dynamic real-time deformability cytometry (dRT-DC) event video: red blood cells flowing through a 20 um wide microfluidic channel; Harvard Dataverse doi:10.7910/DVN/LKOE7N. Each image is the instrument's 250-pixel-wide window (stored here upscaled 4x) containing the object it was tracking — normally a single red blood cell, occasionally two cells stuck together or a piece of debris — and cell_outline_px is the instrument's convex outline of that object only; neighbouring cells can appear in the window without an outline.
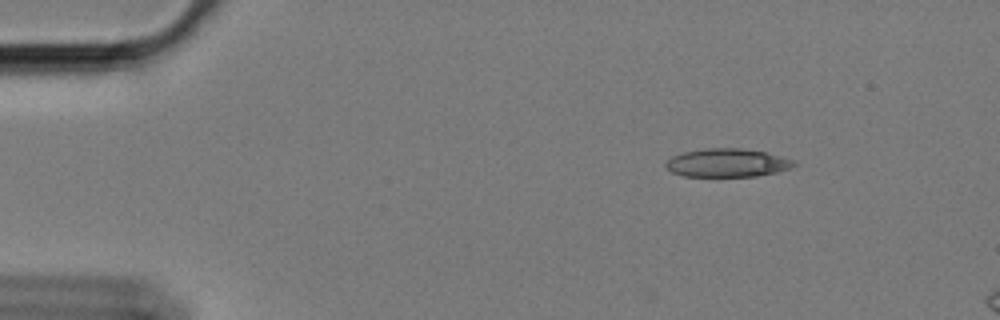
{"species": "Egyptian fruit bat (a non-hibernating species)", "species_latin": "Rousettus aegyptiacus", "temperature_condition": "cold", "stored_images_in_passage": 8, "camera_frame_rate_fps": 3000, "um_per_image_px": 0.085, "animal": {"sex": "female"}, "frame": {"image": 1, "passage_image": 1, "time_ms": 0.0, "image_size_px": [1000, 320], "cell_outline_px": [[796, 164], [788, 168], [776, 172], [756, 176], [684, 176], [672, 172], [664, 164], [672, 156], [684, 152], [708, 148], [740, 148], [764, 152], [796, 160]], "centroid_in_image_um": [61.81, 13.84], "position_along_channel_um": 23.2, "area_um2": 20.92}}